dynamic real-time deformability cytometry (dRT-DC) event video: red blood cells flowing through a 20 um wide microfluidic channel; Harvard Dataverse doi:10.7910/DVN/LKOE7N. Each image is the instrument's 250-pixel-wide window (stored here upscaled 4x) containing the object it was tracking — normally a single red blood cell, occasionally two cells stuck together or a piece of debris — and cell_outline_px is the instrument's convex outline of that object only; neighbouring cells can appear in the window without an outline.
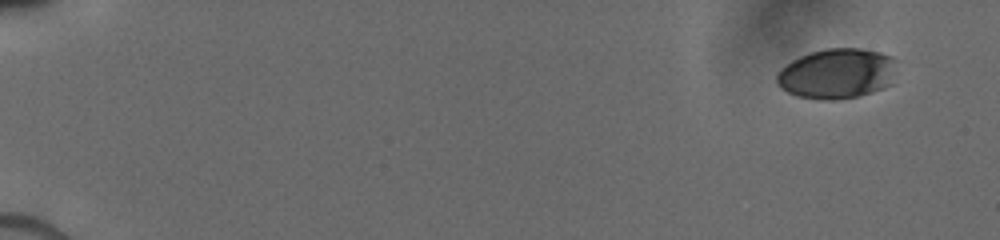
{"species": "human", "species_latin": "Homo sapiens", "temperature_condition": "cold", "stored_images_in_passage": 32, "camera_frame_rate_fps": 3000, "um_per_image_px": 0.085, "donor": {"sex": "male"}, "frame": {"image": 1, "passage_image": 1, "time_ms": 0.0, "image_size_px": [1000, 240], "cell_outline_px": [[896, 60], [892, 84], [884, 88], [860, 96], [836, 100], [824, 100], [796, 96], [788, 92], [776, 84], [776, 76], [780, 68], [792, 60], [800, 56], [824, 48], [860, 48], [880, 52], [892, 56]], "centroid_in_image_um": [71.15, 6.26], "position_along_channel_um": 13.9, "area_um2": 35.49}}
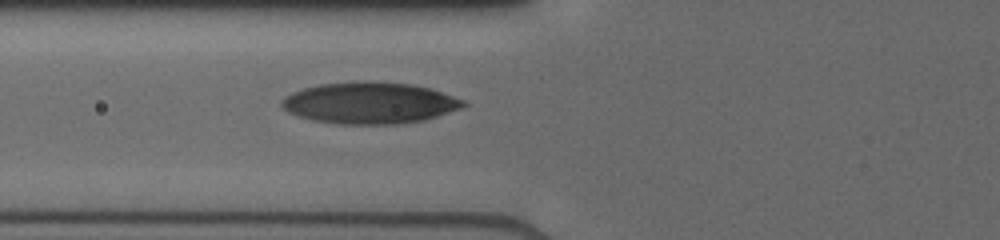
{"frame": {"image": 2, "passage_image": 28, "time_ms": 6.333, "image_size_px": [1000, 240], "cell_outline_px": [[468, 104], [460, 108], [424, 120], [396, 124], [340, 124], [312, 120], [288, 112], [280, 104], [280, 100], [292, 92], [304, 88], [320, 84], [412, 84], [428, 88], [464, 100]], "centroid_in_image_um": [31.4, 8.8], "position_along_channel_um": 94.4, "area_um2": 42.43}}
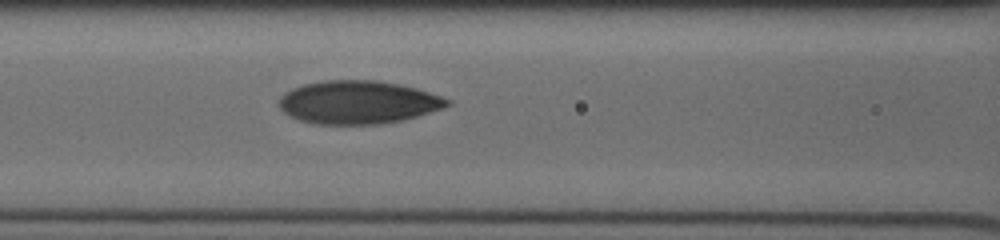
{"frame": {"image": 3, "passage_image": 31, "time_ms": 7.333, "image_size_px": [1000, 240], "cell_outline_px": [[452, 104], [444, 108], [404, 120], [380, 124], [316, 124], [300, 120], [284, 112], [280, 108], [280, 96], [284, 92], [292, 88], [304, 84], [324, 80], [372, 80], [396, 84], [416, 88], [452, 100]], "centroid_in_image_um": [30.45, 8.7], "position_along_channel_um": 136.1, "area_um2": 42.19}}